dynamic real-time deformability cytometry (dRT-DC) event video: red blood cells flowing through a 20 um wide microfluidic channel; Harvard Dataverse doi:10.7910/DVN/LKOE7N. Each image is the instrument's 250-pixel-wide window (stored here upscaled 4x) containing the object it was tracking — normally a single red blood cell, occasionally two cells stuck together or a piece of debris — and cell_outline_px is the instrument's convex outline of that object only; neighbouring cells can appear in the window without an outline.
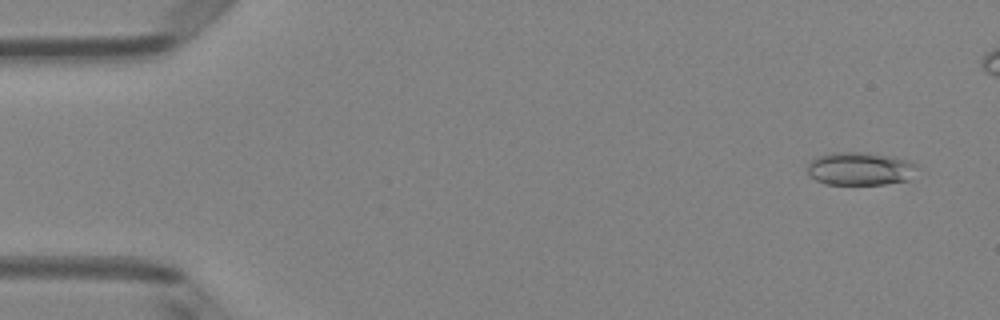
{"species": "Egyptian fruit bat (a non-hibernating species)", "species_latin": "Rousettus aegyptiacus", "temperature_condition": "room temperature", "stored_images_in_passage": 46, "camera_frame_rate_fps": 3000, "um_per_image_px": 0.085, "animal": {"sex": "female"}, "frame": {"image": 1, "passage_image": 3, "time_ms": 0.667, "image_size_px": [1000, 320], "cell_outline_px": [[916, 168], [908, 180], [884, 184], [824, 184], [808, 176], [808, 160], [816, 156], [832, 152], [868, 152], [892, 156], [908, 160], [916, 164]], "centroid_in_image_um": [73.04, 14.32], "position_along_channel_um": 12.0, "area_um2": 21.39}}
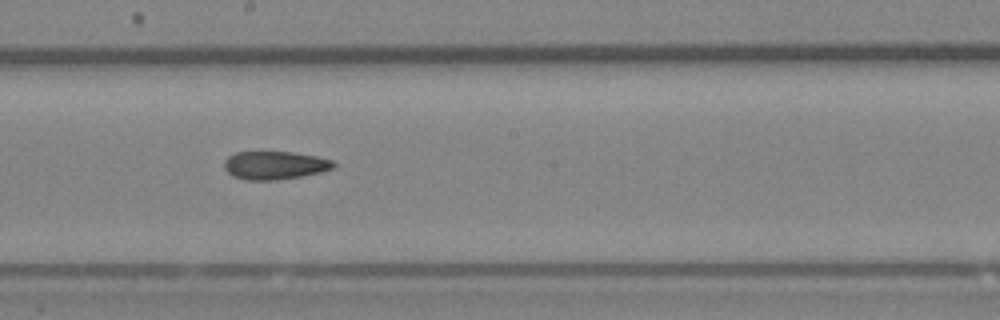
{"frame": {"image": 2, "passage_image": 28, "time_ms": 9.0, "image_size_px": [1000, 320], "cell_outline_px": [[336, 164], [332, 168], [320, 172], [300, 176], [276, 180], [244, 180], [232, 176], [224, 168], [224, 160], [228, 156], [236, 152], [292, 152], [316, 156], [332, 160]], "centroid_in_image_um": [23.31, 14.05], "position_along_channel_um": 224.9, "area_um2": 17.92}}
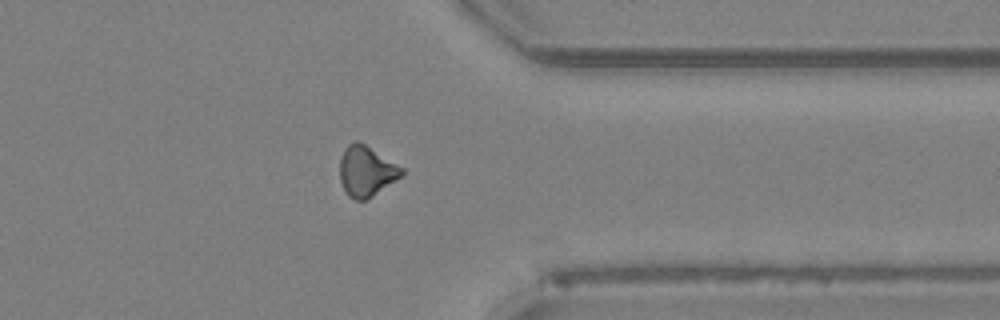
{"frame": {"image": 3, "passage_image": 40, "time_ms": 13.0, "image_size_px": [1000, 320], "cell_outline_px": [[404, 172], [400, 176], [372, 196], [364, 200], [356, 200], [348, 196], [340, 180], [340, 160], [344, 148], [352, 140], [356, 140], [364, 144], [404, 168]], "centroid_in_image_um": [31.11, 14.53], "position_along_channel_um": 380.3, "area_um2": 17.86}}